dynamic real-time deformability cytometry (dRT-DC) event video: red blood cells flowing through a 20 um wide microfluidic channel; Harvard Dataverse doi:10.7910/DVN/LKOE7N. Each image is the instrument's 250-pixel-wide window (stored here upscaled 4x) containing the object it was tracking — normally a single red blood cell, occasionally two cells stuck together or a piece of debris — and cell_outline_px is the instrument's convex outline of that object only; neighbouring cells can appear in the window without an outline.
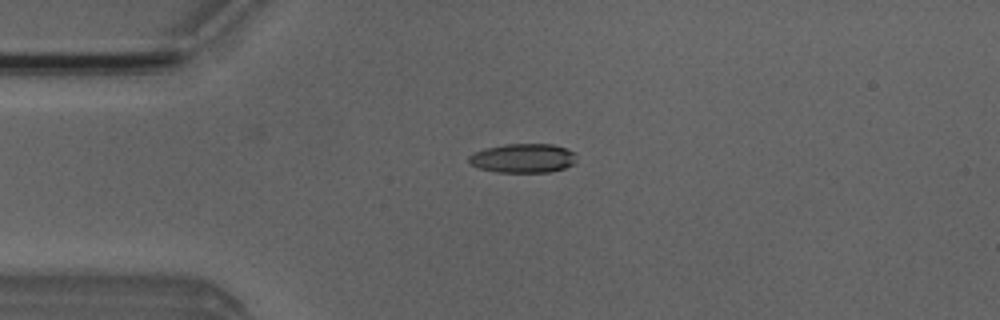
{"species": "Egyptian fruit bat (a non-hibernating species)", "species_latin": "Rousettus aegyptiacus", "temperature_condition": "room temperature", "stored_images_in_passage": 1, "camera_frame_rate_fps": 3000, "um_per_image_px": 0.085, "animal": {"sex": "male"}, "frame": {"image": 1, "passage_image": 1, "time_ms": 0.0, "image_size_px": [1000, 320], "cell_outline_px": [[576, 164], [564, 168], [548, 172], [496, 172], [480, 168], [472, 164], [468, 160], [468, 156], [484, 148], [504, 144], [552, 144], [564, 148], [572, 152], [576, 160]], "centroid_in_image_um": [44.45, 13.45], "position_along_channel_um": 40.5, "area_um2": 18.15}}